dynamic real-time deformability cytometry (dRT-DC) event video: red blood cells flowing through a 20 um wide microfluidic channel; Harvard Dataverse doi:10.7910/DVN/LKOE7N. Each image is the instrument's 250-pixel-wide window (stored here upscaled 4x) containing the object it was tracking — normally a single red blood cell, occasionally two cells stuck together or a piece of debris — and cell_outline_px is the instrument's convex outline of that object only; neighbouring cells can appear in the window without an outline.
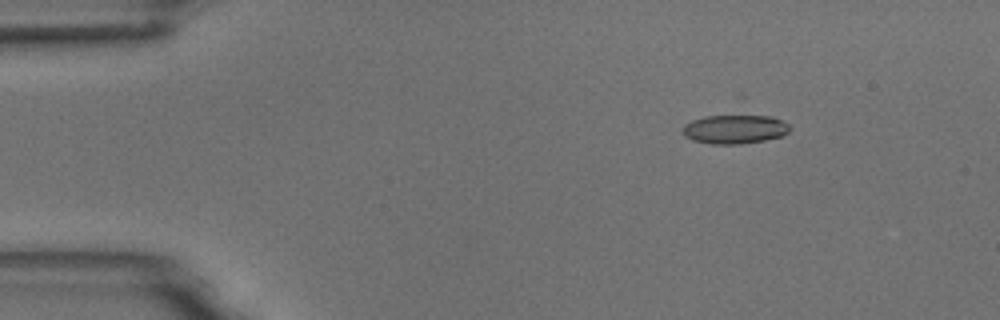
{"species": "common noctule bat (a hibernating species)", "species_latin": "Nyctalus noctula", "temperature_condition": "room temperature", "stored_images_in_passage": 8, "camera_frame_rate_fps": 3000, "um_per_image_px": 0.085, "animal": {"sex": "male", "body_mass_g": 18.8}, "frame": {"image": 1, "passage_image": 3, "time_ms": 2.333, "image_size_px": [1000, 320], "cell_outline_px": [[792, 128], [784, 136], [764, 140], [740, 144], [712, 144], [692, 140], [684, 136], [684, 124], [692, 120], [704, 116], [740, 112], [744, 112], [772, 116], [788, 124]], "centroid_in_image_um": [62.49, 10.92], "position_along_channel_um": 22.5, "area_um2": 19.07}}